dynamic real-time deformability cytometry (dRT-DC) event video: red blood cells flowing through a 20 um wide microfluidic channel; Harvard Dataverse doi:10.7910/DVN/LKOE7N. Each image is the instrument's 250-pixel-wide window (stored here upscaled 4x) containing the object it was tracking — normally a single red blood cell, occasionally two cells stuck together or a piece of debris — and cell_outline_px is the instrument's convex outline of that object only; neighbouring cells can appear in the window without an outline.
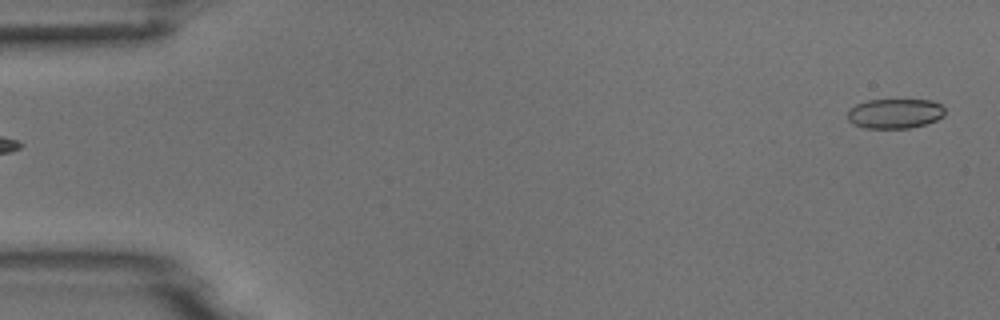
{"species": "common noctule bat (a hibernating species)", "species_latin": "Nyctalus noctula", "temperature_condition": "room temperature", "stored_images_in_passage": 5, "segment_of_instrument_passage": [2, 2], "camera_frame_rate_fps": 3000, "um_per_image_px": 0.085, "animal": {"sex": "male", "body_mass_g": 18.8}, "frame": {"image": 1, "passage_image": 5, "time_ms": 1.333, "image_size_px": [1000, 320], "cell_outline_px": [[944, 116], [936, 120], [924, 124], [908, 128], [864, 128], [852, 124], [848, 120], [848, 108], [856, 104], [868, 100], [932, 100], [940, 104], [944, 108]], "centroid_in_image_um": [76.03, 9.65], "position_along_channel_um": 9.0, "area_um2": 16.94}}